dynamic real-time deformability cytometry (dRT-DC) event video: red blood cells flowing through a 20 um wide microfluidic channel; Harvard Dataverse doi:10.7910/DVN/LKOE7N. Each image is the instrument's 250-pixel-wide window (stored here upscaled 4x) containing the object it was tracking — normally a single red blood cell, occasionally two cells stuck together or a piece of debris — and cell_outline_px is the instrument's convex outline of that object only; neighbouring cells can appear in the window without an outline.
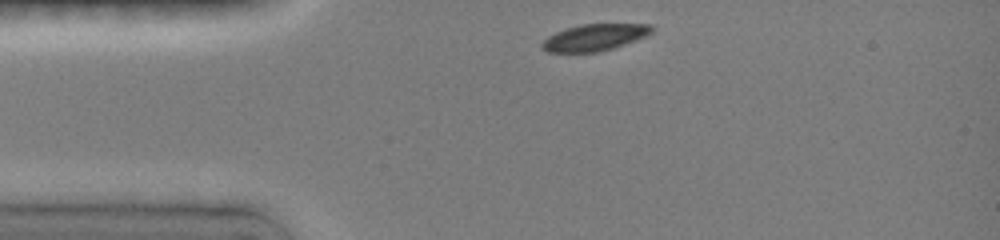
{"species": "common noctule bat (a hibernating species)", "species_latin": "Nyctalus noctula", "temperature_condition": "room temperature", "stored_images_in_passage": 7, "camera_frame_rate_fps": 3000, "um_per_image_px": 0.085, "animal": {"sex": "female", "body_mass_g": 19.0, "forearm_length_mm": 51.5}, "frame": {"image": 1, "passage_image": 1, "time_ms": 0.0, "image_size_px": [1000, 240], "cell_outline_px": [[652, 32], [644, 36], [612, 48], [596, 52], [548, 52], [540, 48], [540, 44], [548, 36], [556, 32], [580, 24], [652, 24]], "centroid_in_image_um": [50.48, 3.18], "position_along_channel_um": 34.5, "area_um2": 16.76}}